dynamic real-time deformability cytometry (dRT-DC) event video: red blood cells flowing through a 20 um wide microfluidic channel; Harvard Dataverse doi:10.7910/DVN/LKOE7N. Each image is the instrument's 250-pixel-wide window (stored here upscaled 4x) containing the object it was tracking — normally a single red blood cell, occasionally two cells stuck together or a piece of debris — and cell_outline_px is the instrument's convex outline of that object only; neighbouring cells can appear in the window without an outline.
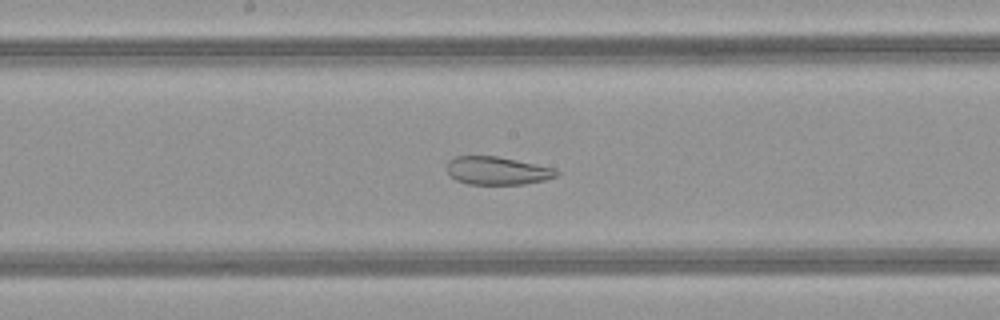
{"species": "common noctule bat (a hibernating species)", "species_latin": "Nyctalus noctula", "temperature_condition": "warm", "stored_images_in_passage": 39, "camera_frame_rate_fps": 3000, "um_per_image_px": 0.085, "animal": {"sex": "female", "body_mass_g": 21.9}, "frame": {"image": 1, "passage_image": 15, "time_ms": 4.667, "image_size_px": [1000, 320], "cell_outline_px": [[560, 172], [556, 176], [544, 180], [524, 184], [468, 184], [456, 180], [448, 172], [448, 160], [456, 156], [496, 156], [556, 168]], "centroid_in_image_um": [42.28, 14.51], "position_along_channel_um": 205.9, "area_um2": 17.8}}
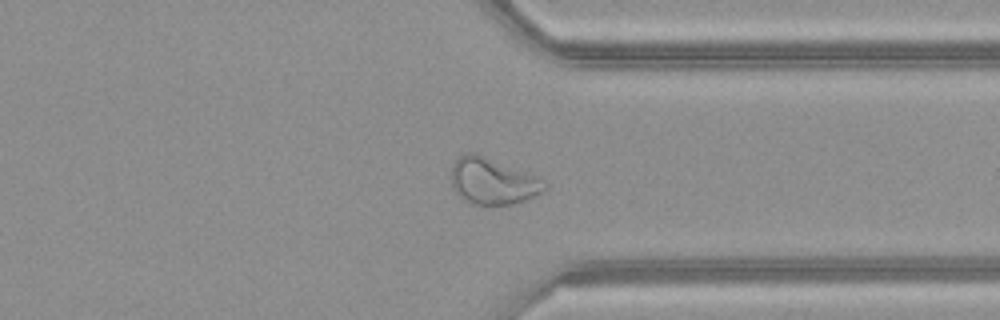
{"frame": {"image": 2, "passage_image": 27, "time_ms": 8.667, "image_size_px": [1000, 320], "cell_outline_px": [[548, 188], [524, 200], [512, 204], [472, 204], [464, 200], [452, 188], [452, 164], [460, 156], [468, 152], [476, 152], [536, 176], [544, 180], [548, 184]], "centroid_in_image_um": [41.86, 15.39], "position_along_channel_um": 369.5, "area_um2": 25.03}}
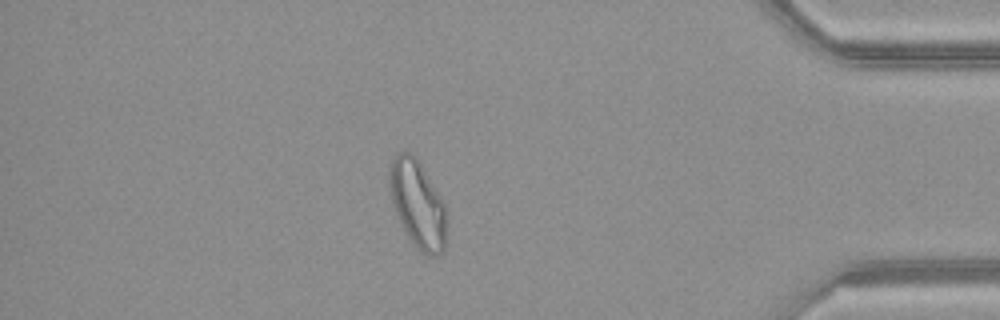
{"frame": {"image": 3, "passage_image": 32, "time_ms": 10.333, "image_size_px": [1000, 320], "cell_outline_px": [[444, 248], [440, 256], [428, 256], [404, 232], [392, 204], [388, 180], [388, 176], [392, 160], [400, 152], [412, 152], [416, 156], [440, 196], [444, 204]], "centroid_in_image_um": [35.46, 17.31], "position_along_channel_um": 399.7, "area_um2": 28.44}, "authors_computed_cell_mechanics": {"area_um2": 25.0274, "velocity_mm_per_s": 4.1262, "shape_relaxation_time_tau1_ms": null, "shape_relaxation_time_tau2_ms": 1.6997, "deformation_change_tau1": null, "deformation_change_tau2": 0.0987}}